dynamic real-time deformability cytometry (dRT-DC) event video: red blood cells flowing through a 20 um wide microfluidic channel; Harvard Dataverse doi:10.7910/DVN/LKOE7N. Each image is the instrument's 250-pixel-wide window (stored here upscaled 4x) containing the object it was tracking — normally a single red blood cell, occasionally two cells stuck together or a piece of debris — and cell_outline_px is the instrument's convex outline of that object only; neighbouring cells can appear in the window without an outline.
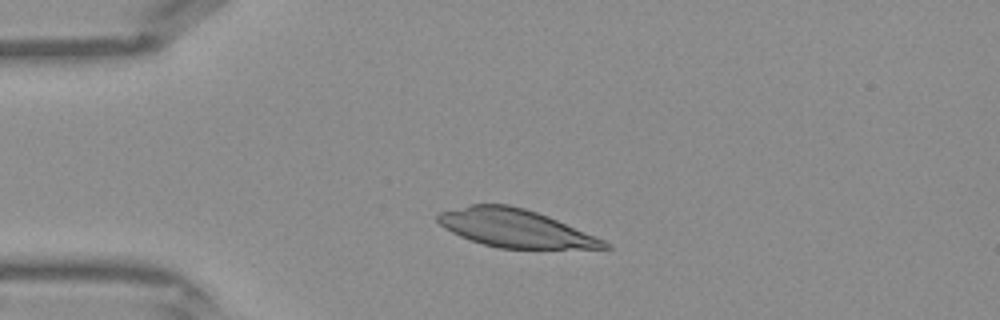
{"species": "Egyptian fruit bat (a non-hibernating species)", "species_latin": "Rousettus aegyptiacus", "temperature_condition": "warm", "stored_images_in_passage": 30, "camera_frame_rate_fps": 3000, "um_per_image_px": 0.085, "frame": {"image": 1, "passage_image": 2, "time_ms": 0.333, "image_size_px": [1000, 320], "cell_outline_px": [[612, 248], [500, 248], [484, 244], [460, 236], [444, 228], [436, 220], [436, 216], [440, 212], [468, 204], [508, 204], [524, 208], [548, 216], [604, 240], [612, 244]], "centroid_in_image_um": [43.76, 19.39], "position_along_channel_um": 41.2, "area_um2": 36.47}}
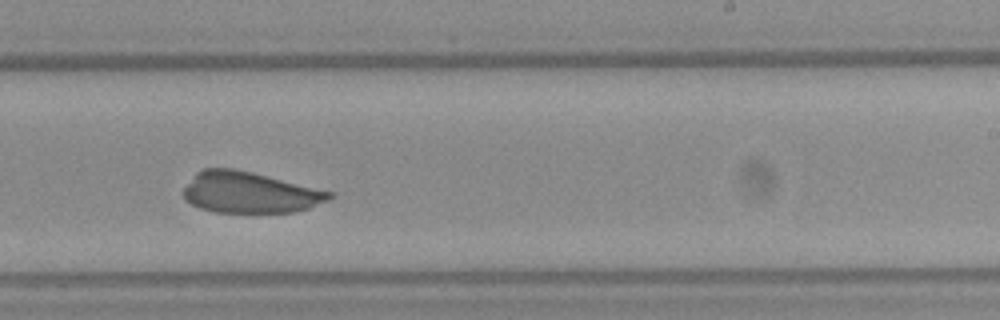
{"frame": {"image": 2, "passage_image": 18, "time_ms": 5.667, "image_size_px": [1000, 320], "cell_outline_px": [[336, 196], [328, 200], [308, 208], [296, 212], [216, 212], [200, 208], [184, 200], [184, 188], [196, 172], [204, 168], [232, 168], [252, 172], [336, 192]], "centroid_in_image_um": [21.26, 16.35], "position_along_channel_um": 267.7, "area_um2": 35.08}}
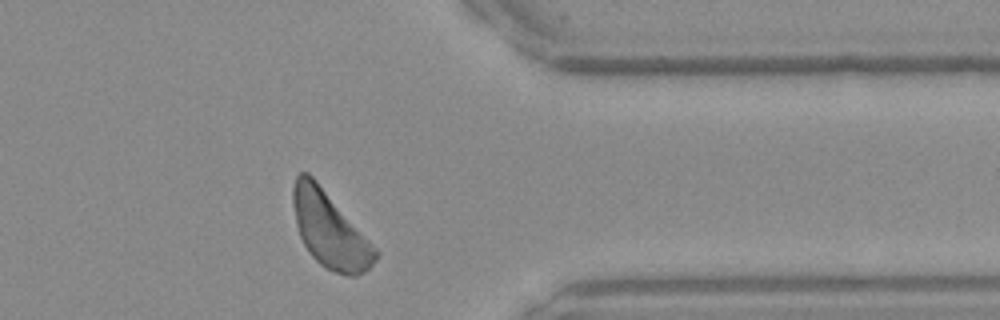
{"frame": {"image": 3, "passage_image": 26, "time_ms": 8.333, "image_size_px": [1000, 320], "cell_outline_px": [[380, 252], [376, 260], [364, 272], [356, 276], [348, 276], [324, 268], [308, 252], [300, 236], [296, 224], [292, 204], [292, 188], [296, 176], [300, 172], [308, 172], [316, 180]], "centroid_in_image_um": [28.01, 19.54], "position_along_channel_um": 383.4, "area_um2": 36.13}}